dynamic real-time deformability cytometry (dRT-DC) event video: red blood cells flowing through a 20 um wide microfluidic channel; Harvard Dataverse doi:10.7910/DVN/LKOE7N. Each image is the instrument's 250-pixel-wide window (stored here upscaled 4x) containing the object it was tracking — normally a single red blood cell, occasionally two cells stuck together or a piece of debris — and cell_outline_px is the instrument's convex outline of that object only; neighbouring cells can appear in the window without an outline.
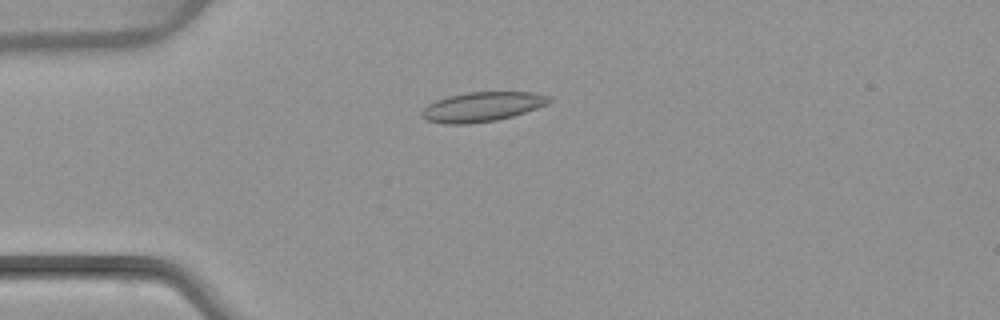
{"species": "common noctule bat (a hibernating species)", "species_latin": "Nyctalus noctula", "temperature_condition": "warm", "stored_images_in_passage": 6, "camera_frame_rate_fps": 3000, "um_per_image_px": 0.085, "animal": {"sex": "female", "body_mass_g": 22.7, "forearm_length_mm": 54.2}, "frame": {"image": 1, "passage_image": 6, "time_ms": 6.667, "image_size_px": [1000, 320], "cell_outline_px": [[552, 100], [548, 104], [512, 116], [496, 120], [468, 124], [444, 124], [428, 120], [420, 116], [420, 112], [428, 104], [436, 100], [448, 96], [468, 92], [532, 92], [552, 96]], "centroid_in_image_um": [40.98, 9.07], "position_along_channel_um": 44.0, "area_um2": 21.96}}